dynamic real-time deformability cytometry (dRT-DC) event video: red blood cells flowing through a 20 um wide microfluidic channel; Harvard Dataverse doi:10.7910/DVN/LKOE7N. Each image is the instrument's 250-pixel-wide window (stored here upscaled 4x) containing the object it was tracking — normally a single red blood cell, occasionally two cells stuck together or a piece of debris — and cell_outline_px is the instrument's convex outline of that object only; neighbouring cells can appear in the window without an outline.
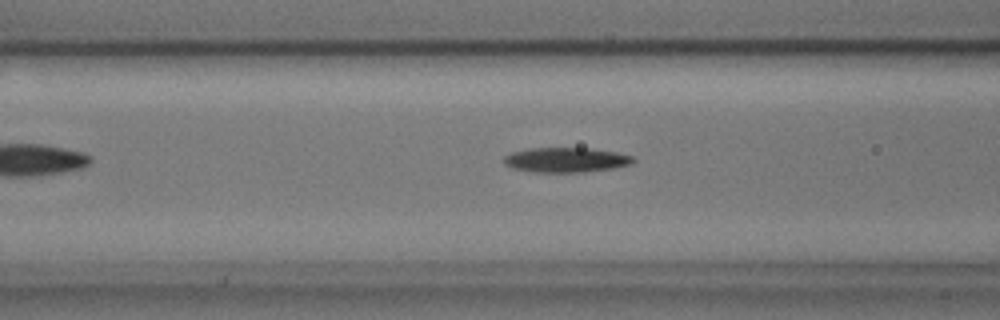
{"species": "common noctule bat (a hibernating species)", "species_latin": "Nyctalus noctula", "temperature_condition": "cold", "stored_images_in_passage": 47, "camera_frame_rate_fps": 3000, "um_per_image_px": 0.085, "animal": {"sex": "male", "body_mass_g": 17.9, "forearm_length_mm": 54.2}, "frame": {"image": 1, "passage_image": 13, "time_ms": 4.0, "image_size_px": [1000, 320], "cell_outline_px": [[636, 160], [632, 164], [612, 168], [584, 172], [536, 172], [512, 168], [504, 164], [504, 156], [512, 152], [528, 148], [592, 148], [616, 152], [632, 156]], "centroid_in_image_um": [48.11, 13.58], "position_along_channel_um": 118.5, "area_um2": 18.73}}
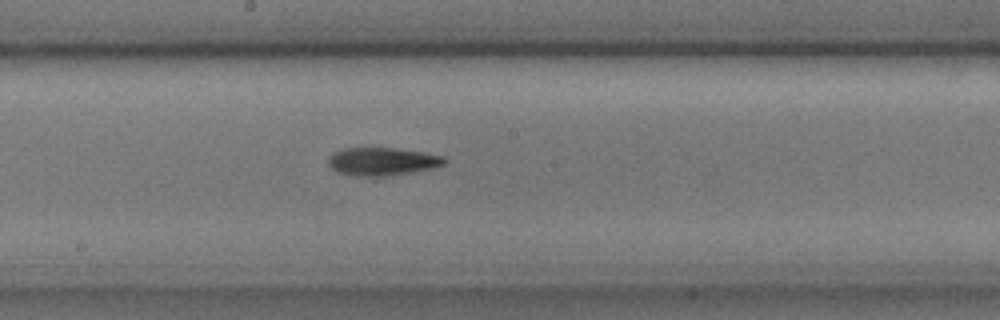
{"frame": {"image": 2, "passage_image": 21, "time_ms": 6.667, "image_size_px": [1000, 320], "cell_outline_px": [[448, 160], [444, 164], [432, 168], [412, 172], [384, 176], [356, 176], [336, 172], [328, 164], [328, 156], [332, 152], [344, 148], [392, 148], [424, 152], [444, 156]], "centroid_in_image_um": [32.47, 13.72], "position_along_channel_um": 215.7, "area_um2": 19.02}}
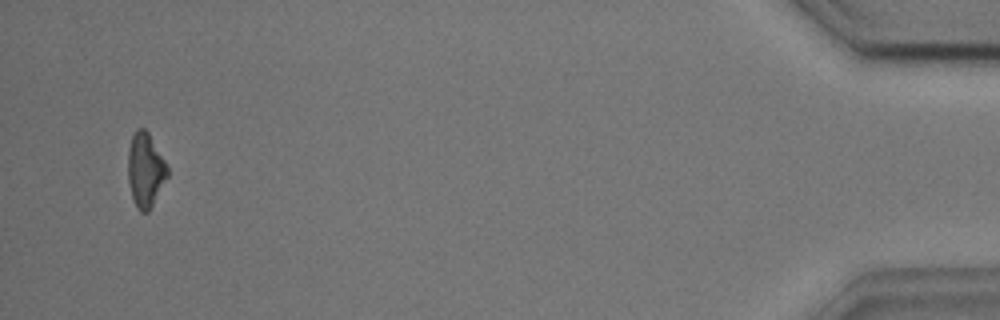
{"frame": {"image": 3, "passage_image": 45, "time_ms": 14.667, "image_size_px": [1000, 320], "cell_outline_px": [[168, 176], [148, 212], [140, 212], [136, 208], [132, 196], [128, 180], [128, 148], [132, 136], [136, 128], [144, 128], [148, 132], [168, 164]], "centroid_in_image_um": [12.36, 14.43], "position_along_channel_um": 422.8, "area_um2": 17.17}, "authors_computed_cell_mechanics": {"area_um2": 17.9758, "velocity_mm_per_s": 3.6365, "shape_relaxation_time_tau1_ms": 7.9743, "shape_relaxation_time_tau2_ms": 5.5954, "deformation_change_tau1": 0.1987, "deformation_change_tau2": 0.1678}}